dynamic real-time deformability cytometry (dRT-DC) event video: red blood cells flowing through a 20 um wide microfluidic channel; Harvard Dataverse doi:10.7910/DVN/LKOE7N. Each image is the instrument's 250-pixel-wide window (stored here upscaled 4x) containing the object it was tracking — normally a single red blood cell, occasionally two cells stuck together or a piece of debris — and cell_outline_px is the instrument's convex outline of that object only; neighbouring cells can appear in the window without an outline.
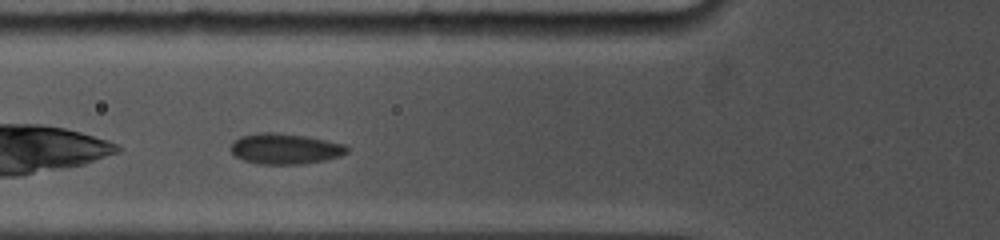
{"species": "common noctule bat (a hibernating species)", "species_latin": "Nyctalus noctula", "temperature_condition": "cold", "stored_images_in_passage": 27, "camera_frame_rate_fps": 5000, "um_per_image_px": 0.085, "animal": {"sex": "female", "body_mass_g": 19.0, "forearm_length_mm": 53.3}, "frame": {"image": 1, "passage_image": 3, "time_ms": 1.0, "image_size_px": [1000, 240], "cell_outline_px": [[348, 152], [340, 156], [324, 160], [304, 164], [260, 164], [244, 160], [236, 156], [232, 152], [232, 144], [240, 136], [256, 132], [276, 132], [308, 136], [344, 144], [348, 148]], "centroid_in_image_um": [24.25, 12.63], "position_along_channel_um": 101.5, "area_um2": 20.75}}
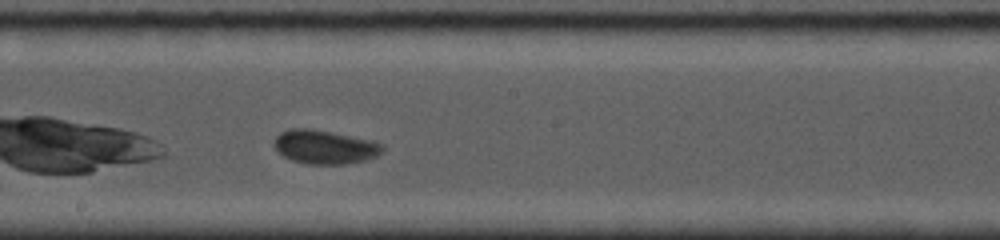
{"frame": {"image": 2, "passage_image": 12, "time_ms": 4.2, "image_size_px": [1000, 240], "cell_outline_px": [[384, 148], [376, 156], [368, 160], [348, 164], [304, 164], [292, 160], [284, 156], [272, 144], [276, 136], [280, 132], [288, 128], [312, 128], [332, 132], [368, 140], [384, 144]], "centroid_in_image_um": [27.58, 12.49], "position_along_channel_um": 220.6, "area_um2": 21.44}}
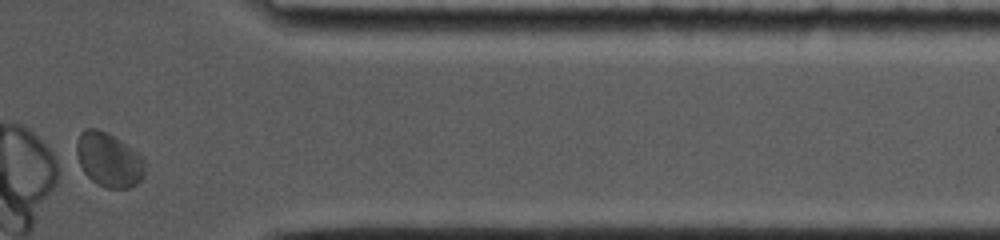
{"frame": {"image": 3, "passage_image": 27, "time_ms": 9.2, "image_size_px": [1000, 240], "cell_outline_px": [[144, 176], [136, 184], [128, 188], [104, 188], [96, 184], [84, 172], [76, 156], [76, 140], [80, 132], [84, 128], [96, 128], [120, 140], [144, 156]], "centroid_in_image_um": [9.23, 13.58], "position_along_channel_um": 402.2, "area_um2": 21.73}, "authors_computed_cell_mechanics": {"area_um2": 20.7502, "velocity_mm_per_s": 3.7277, "shape_relaxation_time_tau1_ms": 2.6183, "shape_relaxation_time_tau2_ms": null, "deformation_change_tau1": 0.0791, "deformation_change_tau2": null}}